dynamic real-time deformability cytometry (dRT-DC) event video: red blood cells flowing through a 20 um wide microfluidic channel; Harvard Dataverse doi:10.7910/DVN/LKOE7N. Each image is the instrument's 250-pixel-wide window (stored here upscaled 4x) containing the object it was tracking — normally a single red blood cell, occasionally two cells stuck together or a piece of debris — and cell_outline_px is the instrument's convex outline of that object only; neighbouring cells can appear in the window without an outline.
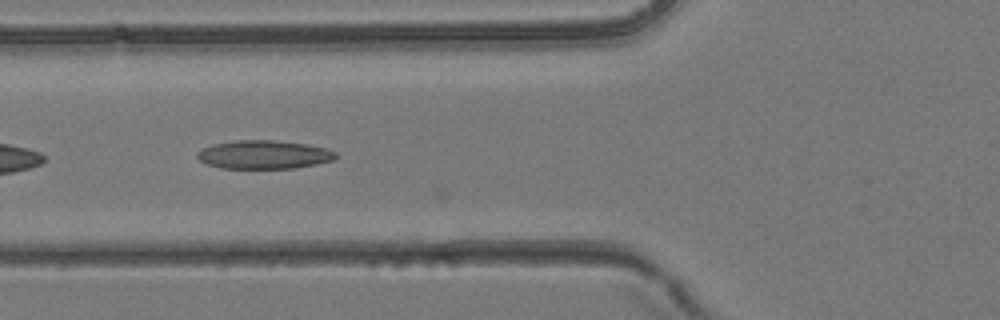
{"species": "common noctule bat (a hibernating species)", "species_latin": "Nyctalus noctula", "temperature_condition": "room temperature", "stored_images_in_passage": 10, "camera_frame_rate_fps": 3000, "um_per_image_px": 0.085, "animal": {"sex": "female", "body_mass_g": 24.6, "forearm_length_mm": 56.2}, "frame": {"image": 1, "passage_image": 8, "time_ms": 2.333, "image_size_px": [1000, 320], "cell_outline_px": [[336, 156], [332, 160], [316, 164], [296, 168], [220, 168], [208, 164], [200, 160], [196, 156], [196, 152], [212, 144], [236, 140], [276, 140], [308, 144], [328, 148], [336, 152]], "centroid_in_image_um": [22.44, 13.13], "position_along_channel_um": 103.4, "area_um2": 23.06}}